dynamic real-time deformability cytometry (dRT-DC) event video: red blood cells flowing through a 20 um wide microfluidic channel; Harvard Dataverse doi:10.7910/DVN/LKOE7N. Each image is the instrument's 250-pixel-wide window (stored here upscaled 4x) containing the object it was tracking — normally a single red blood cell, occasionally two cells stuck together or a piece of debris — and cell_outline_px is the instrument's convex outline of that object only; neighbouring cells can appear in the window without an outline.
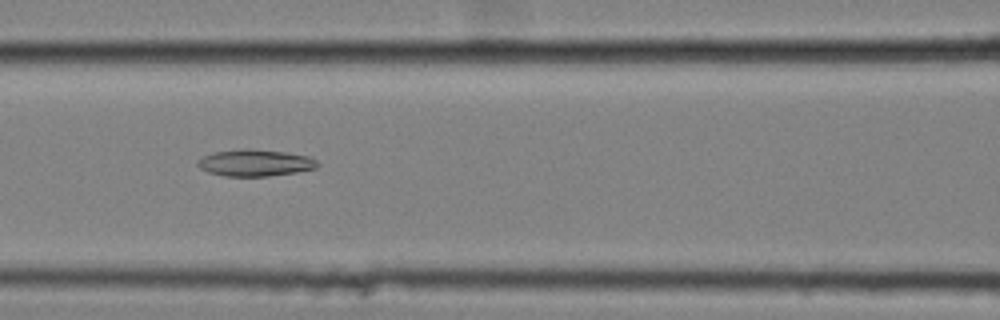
{"species": "common noctule bat (a hibernating species)", "species_latin": "Nyctalus noctula", "temperature_condition": "cold", "stored_images_in_passage": 58, "camera_frame_rate_fps": 3000, "um_per_image_px": 0.085, "animal": {"sex": "female", "body_mass_g": 25.1}, "frame": {"image": 1, "passage_image": 27, "time_ms": 8.667, "image_size_px": [1000, 320], "cell_outline_px": [[320, 164], [316, 168], [296, 172], [268, 176], [224, 176], [208, 172], [200, 168], [196, 164], [196, 160], [204, 156], [216, 152], [244, 148], [248, 148], [284, 152], [308, 156], [316, 160]], "centroid_in_image_um": [21.67, 13.84], "position_along_channel_um": 144.9, "area_um2": 18.61}}
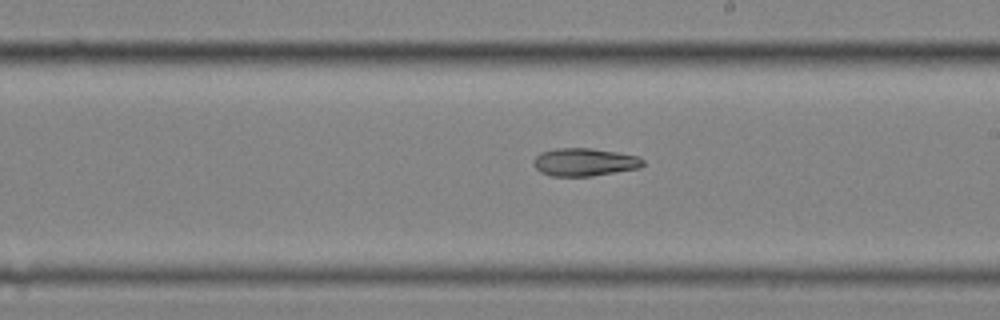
{"frame": {"image": 2, "passage_image": 35, "time_ms": 11.333, "image_size_px": [1000, 320], "cell_outline_px": [[644, 164], [640, 168], [592, 176], [552, 176], [540, 172], [536, 168], [532, 160], [540, 152], [556, 148], [592, 148], [616, 152], [636, 156], [644, 160]], "centroid_in_image_um": [49.66, 13.78], "position_along_channel_um": 239.3, "area_um2": 17.8}}
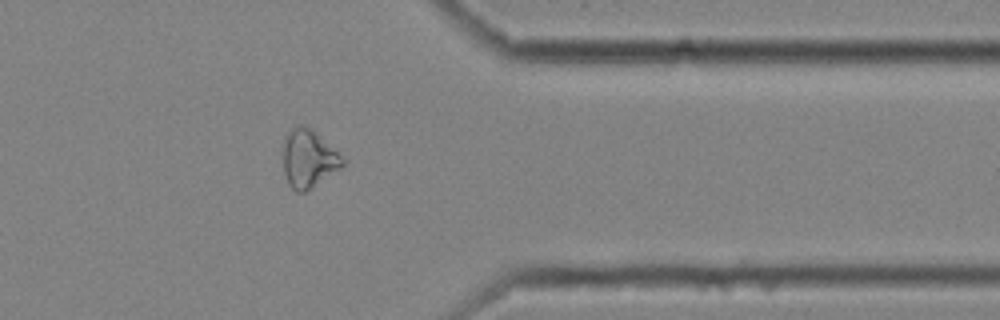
{"frame": {"image": 3, "passage_image": 48, "time_ms": 15.667, "image_size_px": [1000, 320], "cell_outline_px": [[344, 164], [340, 168], [312, 188], [304, 192], [296, 192], [288, 184], [284, 172], [284, 136], [296, 124], [308, 128], [336, 152], [344, 160]], "centroid_in_image_um": [26.17, 13.53], "position_along_channel_um": 385.2, "area_um2": 19.36}, "authors_computed_cell_mechanics": {"area_um2": 21.7617, "velocity_mm_per_s": 3.546, "shape_relaxation_time_tau1_ms": 7.8877, "shape_relaxation_time_tau2_ms": null, "deformation_change_tau1": 0.1144, "deformation_change_tau2": null}}